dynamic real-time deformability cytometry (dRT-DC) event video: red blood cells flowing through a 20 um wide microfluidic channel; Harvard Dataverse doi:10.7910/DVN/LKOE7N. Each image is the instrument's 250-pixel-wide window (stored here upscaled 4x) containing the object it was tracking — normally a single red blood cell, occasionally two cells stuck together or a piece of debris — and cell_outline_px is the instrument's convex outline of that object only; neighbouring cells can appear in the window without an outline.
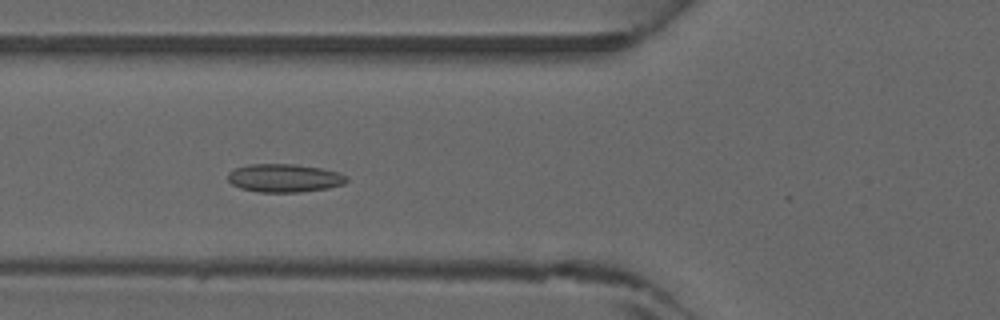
{"species": "common noctule bat (a hibernating species)", "species_latin": "Nyctalus noctula", "temperature_condition": "warm", "stored_images_in_passage": 31, "camera_frame_rate_fps": 3000, "um_per_image_px": 0.085, "animal": {"sex": "male", "forearm_length_mm": 52.5}, "frame": {"image": 1, "passage_image": 7, "time_ms": 2.0, "image_size_px": [1000, 320], "cell_outline_px": [[348, 180], [344, 184], [328, 188], [300, 192], [260, 192], [240, 188], [232, 184], [228, 180], [228, 172], [236, 168], [248, 164], [296, 164], [320, 168], [340, 172], [348, 176]], "centroid_in_image_um": [24.19, 15.13], "position_along_channel_um": 101.6, "area_um2": 19.65}}
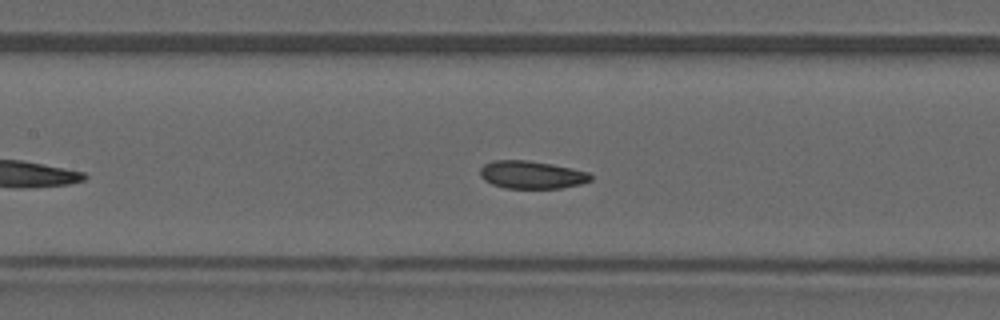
{"frame": {"image": 2, "passage_image": 11, "time_ms": 3.333, "image_size_px": [1000, 320], "cell_outline_px": [[592, 180], [580, 184], [560, 188], [504, 188], [492, 184], [484, 180], [480, 176], [480, 168], [484, 164], [492, 160], [528, 160], [588, 172], [592, 176]], "centroid_in_image_um": [45.14, 14.86], "position_along_channel_um": 162.3, "area_um2": 17.74}}
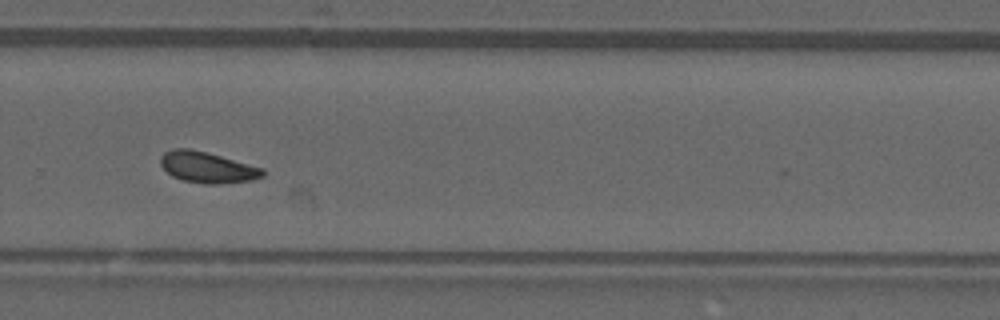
{"frame": {"image": 3, "passage_image": 21, "time_ms": 6.667, "image_size_px": [1000, 320], "cell_outline_px": [[264, 176], [252, 180], [220, 184], [208, 184], [184, 180], [172, 176], [160, 164], [160, 156], [164, 152], [172, 148], [188, 148], [220, 156], [264, 168]], "centroid_in_image_um": [17.62, 14.22], "position_along_channel_um": 312.2, "area_um2": 18.32}}